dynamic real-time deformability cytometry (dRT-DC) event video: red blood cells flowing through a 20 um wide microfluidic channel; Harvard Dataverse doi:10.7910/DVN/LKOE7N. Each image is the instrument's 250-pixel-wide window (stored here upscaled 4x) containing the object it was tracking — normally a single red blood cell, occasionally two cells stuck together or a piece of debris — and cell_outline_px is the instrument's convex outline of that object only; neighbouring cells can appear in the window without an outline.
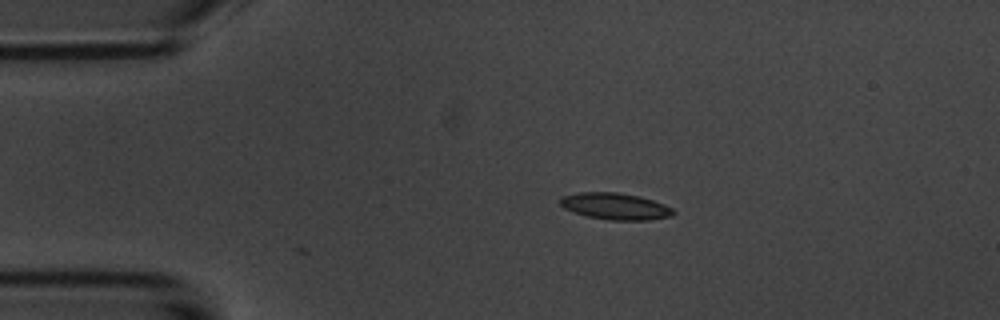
{"species": "common noctule bat (a hibernating species)", "species_latin": "Nyctalus noctula", "temperature_condition": "room temperature", "stored_images_in_passage": 24, "camera_frame_rate_fps": 3000, "um_per_image_px": 0.085, "animal": {"sex": "male", "body_mass_g": 20.1, "forearm_length_mm": 53.5}, "frame": {"image": 1, "passage_image": 1, "time_ms": 0.0, "image_size_px": [1000, 320], "cell_outline_px": [[676, 212], [672, 216], [648, 220], [608, 220], [588, 216], [564, 208], [560, 204], [560, 196], [580, 192], [616, 192], [636, 196], [652, 200], [664, 204], [672, 208]], "centroid_in_image_um": [52.3, 17.53], "position_along_channel_um": 32.7, "area_um2": 17.4}}
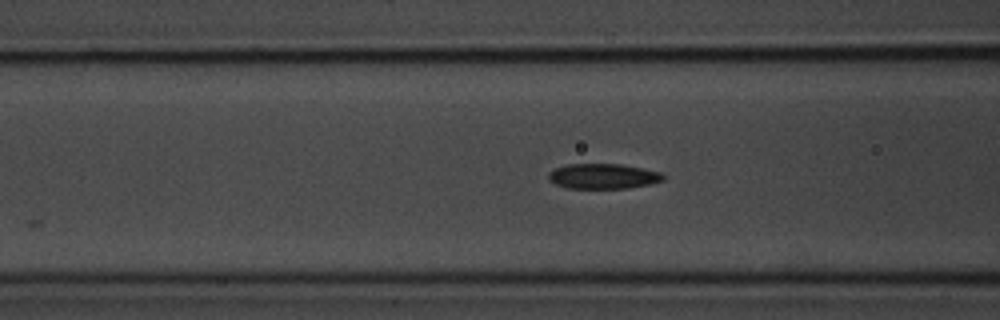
{"frame": {"image": 2, "passage_image": 11, "time_ms": 3.333, "image_size_px": [1000, 320], "cell_outline_px": [[664, 180], [652, 184], [628, 188], [568, 188], [556, 184], [548, 180], [548, 172], [556, 168], [568, 164], [620, 164], [660, 172], [664, 176]], "centroid_in_image_um": [51.26, 14.98], "position_along_channel_um": 115.3, "area_um2": 16.76}}
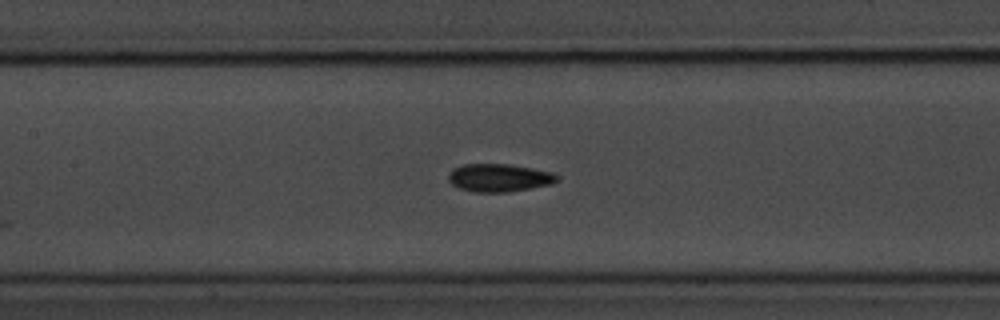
{"frame": {"image": 3, "passage_image": 15, "time_ms": 4.667, "image_size_px": [1000, 320], "cell_outline_px": [[560, 180], [552, 184], [508, 192], [472, 192], [460, 188], [452, 184], [448, 180], [448, 172], [452, 168], [464, 164], [508, 164], [532, 168], [552, 172]], "centroid_in_image_um": [42.4, 15.11], "position_along_channel_um": 165.0, "area_um2": 17.74}}